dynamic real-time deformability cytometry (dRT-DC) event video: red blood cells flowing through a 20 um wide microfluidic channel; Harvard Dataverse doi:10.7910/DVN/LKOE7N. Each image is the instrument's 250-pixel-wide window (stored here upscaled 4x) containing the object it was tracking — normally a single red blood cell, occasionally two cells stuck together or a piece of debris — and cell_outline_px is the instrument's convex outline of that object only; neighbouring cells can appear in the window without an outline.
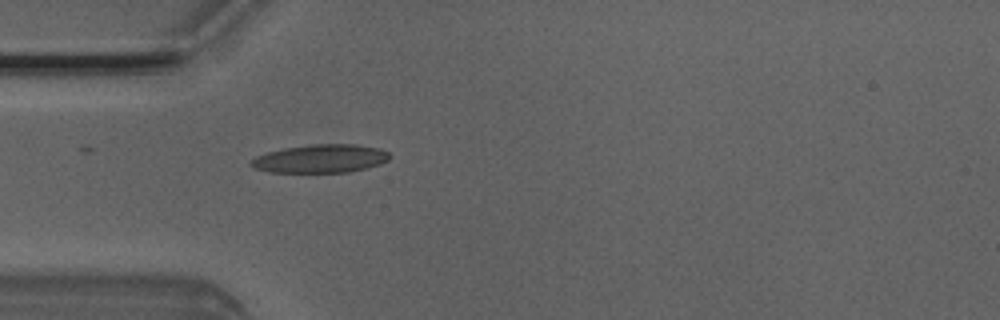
{"species": "Egyptian fruit bat (a non-hibernating species)", "species_latin": "Rousettus aegyptiacus", "temperature_condition": "room temperature", "stored_images_in_passage": 5, "camera_frame_rate_fps": 3000, "um_per_image_px": 0.085, "animal": {"sex": "male"}, "frame": {"image": 1, "passage_image": 5, "time_ms": 1.333, "image_size_px": [1000, 320], "cell_outline_px": [[392, 156], [388, 160], [380, 164], [348, 172], [268, 172], [252, 168], [248, 164], [256, 156], [268, 152], [284, 148], [312, 144], [356, 144], [376, 148], [388, 152]], "centroid_in_image_um": [27.22, 13.48], "position_along_channel_um": 57.8, "area_um2": 22.83}}